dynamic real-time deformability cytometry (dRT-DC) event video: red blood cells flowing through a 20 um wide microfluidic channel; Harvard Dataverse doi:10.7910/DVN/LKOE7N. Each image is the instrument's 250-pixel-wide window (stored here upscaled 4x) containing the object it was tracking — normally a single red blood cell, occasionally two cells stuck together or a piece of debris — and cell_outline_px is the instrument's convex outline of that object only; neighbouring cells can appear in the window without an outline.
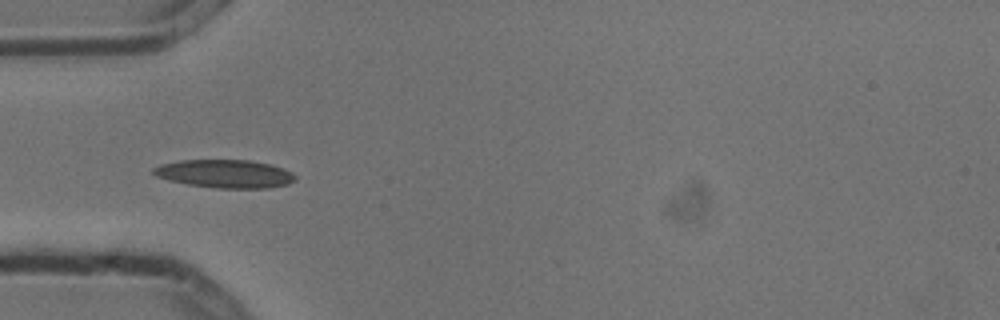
{"species": "common noctule bat (a hibernating species)", "species_latin": "Nyctalus noctula", "temperature_condition": "cold", "stored_images_in_passage": 5, "camera_frame_rate_fps": 3000, "um_per_image_px": 0.085, "animal": {"sex": "male", "body_mass_g": 13.3}, "frame": {"image": 1, "passage_image": 4, "time_ms": 1.0, "image_size_px": [1000, 320], "cell_outline_px": [[296, 180], [288, 184], [268, 188], [216, 188], [188, 184], [168, 180], [156, 176], [152, 172], [152, 168], [160, 164], [180, 160], [248, 160], [272, 164], [284, 168], [292, 172], [296, 176]], "centroid_in_image_um": [19.14, 14.76], "position_along_channel_um": 65.9, "area_um2": 23.47}}